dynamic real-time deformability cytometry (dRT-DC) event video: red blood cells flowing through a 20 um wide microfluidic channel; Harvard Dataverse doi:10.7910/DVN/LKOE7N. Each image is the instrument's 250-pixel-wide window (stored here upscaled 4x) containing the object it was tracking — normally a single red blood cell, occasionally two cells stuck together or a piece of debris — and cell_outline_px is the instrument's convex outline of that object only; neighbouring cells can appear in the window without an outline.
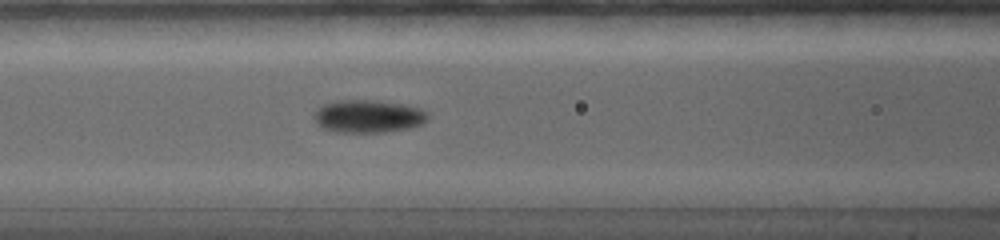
{"species": "common noctule bat (a hibernating species)", "species_latin": "Nyctalus noctula", "temperature_condition": "warm", "stored_images_in_passage": 23, "camera_frame_rate_fps": 5000, "um_per_image_px": 0.085, "animal": {"sex": "female", "body_mass_g": 19.0, "forearm_length_mm": 56.7}, "frame": {"image": 1, "passage_image": 9, "time_ms": 5.0, "image_size_px": [1000, 240], "cell_outline_px": [[428, 120], [420, 124], [408, 128], [384, 132], [336, 132], [320, 128], [316, 124], [312, 116], [316, 108], [320, 104], [336, 100], [380, 100], [404, 104], [420, 108], [428, 112]], "centroid_in_image_um": [31.23, 9.87], "position_along_channel_um": 135.4, "area_um2": 22.25}}
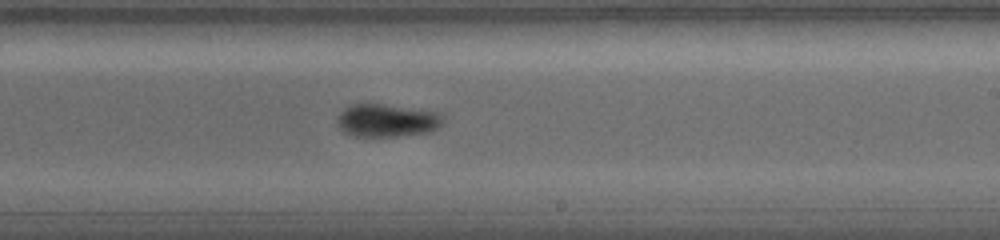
{"frame": {"image": 2, "passage_image": 14, "time_ms": 8.2, "image_size_px": [1000, 240], "cell_outline_px": [[444, 120], [440, 128], [432, 132], [396, 136], [352, 136], [344, 132], [340, 128], [340, 116], [348, 108], [356, 104], [376, 104], [432, 112], [440, 116]], "centroid_in_image_um": [32.94, 10.28], "position_along_channel_um": 256.1, "area_um2": 19.36}}
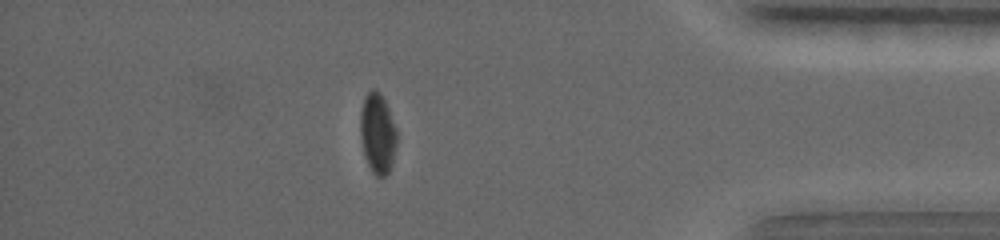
{"frame": {"image": 3, "passage_image": 20, "time_ms": 13.0, "image_size_px": [1000, 240], "cell_outline_px": [[396, 140], [392, 160], [388, 172], [384, 176], [376, 176], [372, 172], [364, 156], [360, 136], [360, 116], [364, 100], [368, 92], [376, 92], [380, 96], [396, 128]], "centroid_in_image_um": [32.06, 11.43], "position_along_channel_um": 403.1, "area_um2": 16.18}, "authors_computed_cell_mechanics": {"area_um2": 19.074, "velocity_mm_per_s": 3.7939, "shape_relaxation_time_tau1_ms": 10.0842, "shape_relaxation_time_tau2_ms": 2.9838, "deformation_change_tau1": 0.1776, "deformation_change_tau2": 0.0436}}